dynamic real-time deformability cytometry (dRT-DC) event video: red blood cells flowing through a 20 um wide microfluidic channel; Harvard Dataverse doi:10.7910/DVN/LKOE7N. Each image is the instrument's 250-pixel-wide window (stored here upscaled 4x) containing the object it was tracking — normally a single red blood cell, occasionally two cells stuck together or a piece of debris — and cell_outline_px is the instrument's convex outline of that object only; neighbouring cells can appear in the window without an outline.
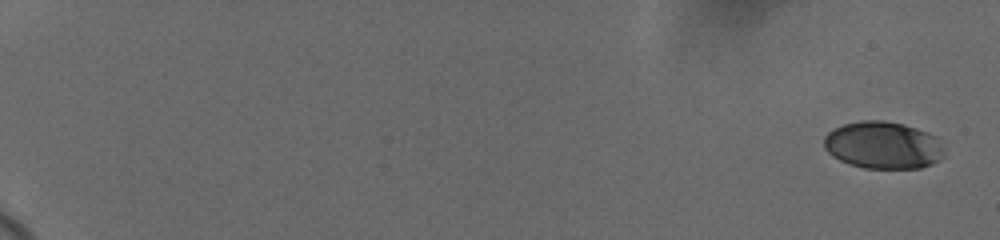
{"species": "human", "species_latin": "Homo sapiens", "temperature_condition": "cold", "stored_images_in_passage": 44, "camera_frame_rate_fps": 3000, "um_per_image_px": 0.085, "donor": {"sex": "female"}, "frame": {"image": 1, "passage_image": 1, "time_ms": 0.0, "image_size_px": [1000, 240], "cell_outline_px": [[944, 156], [940, 160], [932, 164], [920, 168], [864, 168], [848, 164], [832, 156], [824, 148], [824, 136], [832, 128], [844, 124], [860, 120], [884, 120], [904, 124], [928, 132], [936, 136], [944, 148]], "centroid_in_image_um": [75.06, 12.33], "position_along_channel_um": 9.9, "area_um2": 33.52}}
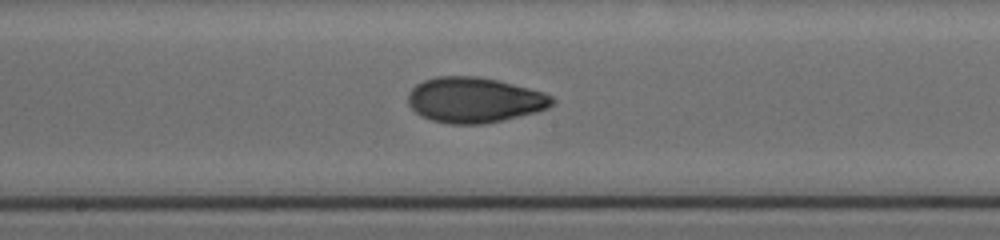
{"frame": {"image": 2, "passage_image": 23, "time_ms": 11.333, "image_size_px": [1000, 240], "cell_outline_px": [[556, 100], [548, 108], [536, 112], [504, 120], [484, 124], [448, 124], [432, 120], [420, 116], [408, 104], [408, 92], [416, 84], [424, 80], [436, 76], [476, 76], [496, 80], [544, 92], [552, 96]], "centroid_in_image_um": [40.31, 8.5], "position_along_channel_um": 207.9, "area_um2": 38.21}}
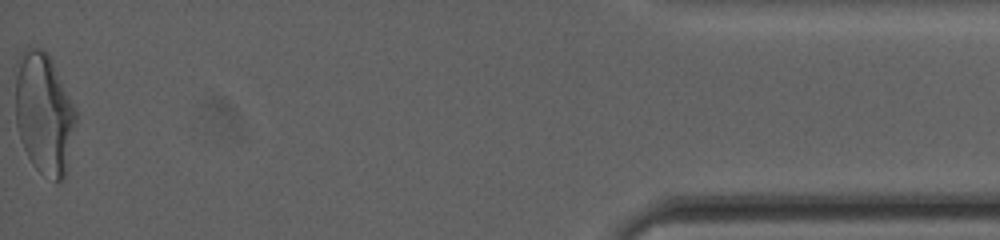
{"frame": {"image": 3, "passage_image": 44, "time_ms": 19.333, "image_size_px": [1000, 240], "cell_outline_px": [[76, 124], [68, 168], [64, 180], [56, 180], [40, 172], [32, 164], [24, 148], [16, 124], [12, 72], [20, 52], [28, 44], [44, 48], [48, 52], [76, 108]], "centroid_in_image_um": [3.7, 9.53], "position_along_channel_um": 431.5, "area_um2": 44.33}, "authors_computed_cell_mechanics": {"area_um2": 36.8764, "velocity_mm_per_s": 3.691, "shape_relaxation_time_tau1_ms": 4.4421, "shape_relaxation_time_tau2_ms": 1.8952, "deformation_change_tau1": 0.1577, "deformation_change_tau2": 0.0645}}